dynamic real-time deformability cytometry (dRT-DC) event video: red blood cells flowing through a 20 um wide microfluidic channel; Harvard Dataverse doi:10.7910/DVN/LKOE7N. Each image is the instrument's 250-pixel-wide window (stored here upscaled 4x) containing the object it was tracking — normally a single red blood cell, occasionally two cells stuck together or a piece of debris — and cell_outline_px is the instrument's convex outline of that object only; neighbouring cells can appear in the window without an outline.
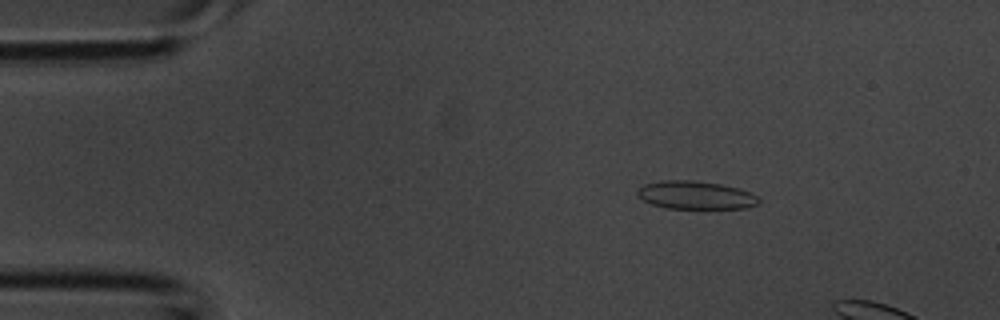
{"species": "common noctule bat (a hibernating species)", "species_latin": "Nyctalus noctula", "temperature_condition": "room temperature", "stored_images_in_passage": 3, "camera_frame_rate_fps": 3000, "um_per_image_px": 0.085, "animal": {"sex": "male", "body_mass_g": 20.1, "forearm_length_mm": 53.5}, "frame": {"image": 1, "passage_image": 2, "time_ms": 0.333, "image_size_px": [1000, 320], "cell_outline_px": [[760, 200], [756, 204], [744, 208], [664, 208], [652, 204], [636, 196], [636, 192], [644, 184], [660, 180], [692, 180], [720, 184], [740, 188], [756, 196]], "centroid_in_image_um": [59.08, 16.58], "position_along_channel_um": 25.9, "area_um2": 19.77}}